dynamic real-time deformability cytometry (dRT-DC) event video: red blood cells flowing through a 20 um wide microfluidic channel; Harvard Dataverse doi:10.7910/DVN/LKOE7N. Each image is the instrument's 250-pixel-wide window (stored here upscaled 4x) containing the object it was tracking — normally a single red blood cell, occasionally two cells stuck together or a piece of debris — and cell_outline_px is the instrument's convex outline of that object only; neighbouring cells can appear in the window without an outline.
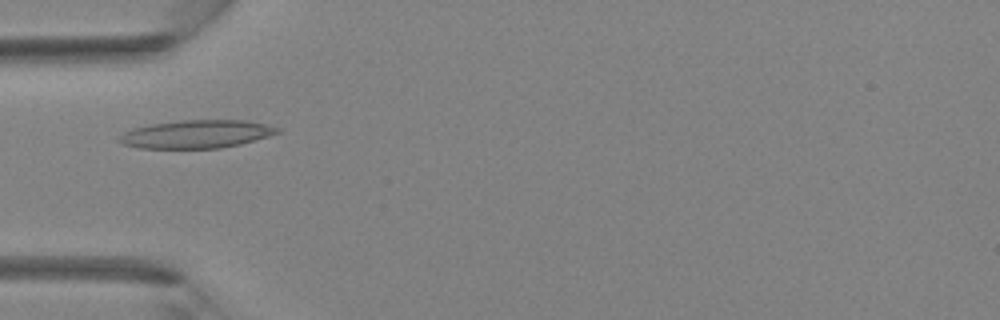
{"species": "Egyptian fruit bat (a non-hibernating species)", "species_latin": "Rousettus aegyptiacus", "temperature_condition": "room temperature", "stored_images_in_passage": 42, "camera_frame_rate_fps": 3000, "um_per_image_px": 0.085, "animal": {"sex": "female"}, "frame": {"image": 1, "passage_image": 14, "time_ms": 4.333, "image_size_px": [1000, 320], "cell_outline_px": [[280, 132], [268, 136], [240, 144], [220, 148], [140, 148], [124, 144], [116, 140], [124, 132], [132, 128], [152, 124], [184, 120], [244, 120], [264, 124], [280, 128]], "centroid_in_image_um": [16.68, 11.4], "position_along_channel_um": 68.3, "area_um2": 25.66}}
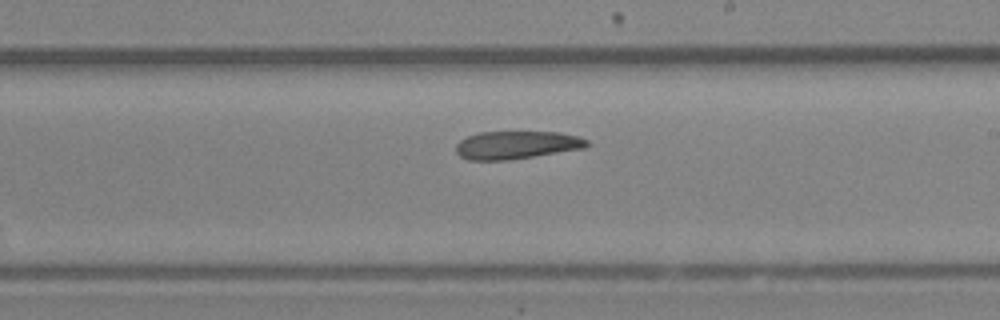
{"frame": {"image": 2, "passage_image": 25, "time_ms": 8.0, "image_size_px": [1000, 320], "cell_outline_px": [[588, 144], [584, 148], [508, 160], [468, 160], [460, 156], [456, 152], [456, 144], [460, 140], [468, 136], [480, 132], [560, 132], [580, 136], [588, 140]], "centroid_in_image_um": [43.9, 12.32], "position_along_channel_um": 245.1, "area_um2": 21.27}}
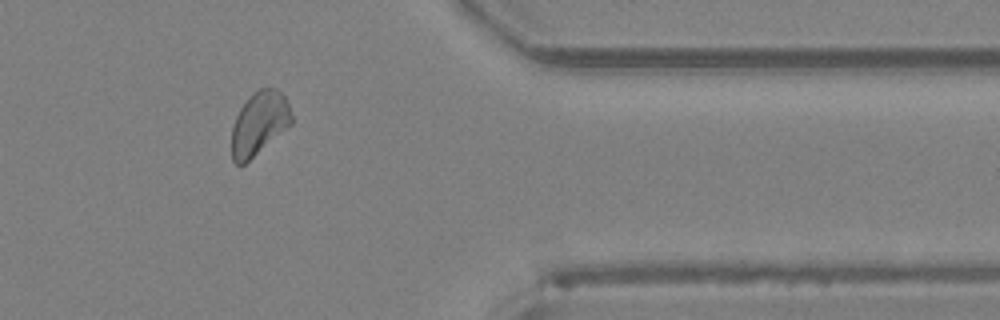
{"frame": {"image": 3, "passage_image": 35, "time_ms": 11.333, "image_size_px": [1000, 320], "cell_outline_px": [[292, 124], [244, 164], [236, 164], [232, 160], [232, 128], [236, 116], [240, 108], [252, 92], [260, 88], [276, 88], [284, 96], [288, 104], [292, 116]], "centroid_in_image_um": [22.03, 10.47], "position_along_channel_um": 389.4, "area_um2": 21.91}}